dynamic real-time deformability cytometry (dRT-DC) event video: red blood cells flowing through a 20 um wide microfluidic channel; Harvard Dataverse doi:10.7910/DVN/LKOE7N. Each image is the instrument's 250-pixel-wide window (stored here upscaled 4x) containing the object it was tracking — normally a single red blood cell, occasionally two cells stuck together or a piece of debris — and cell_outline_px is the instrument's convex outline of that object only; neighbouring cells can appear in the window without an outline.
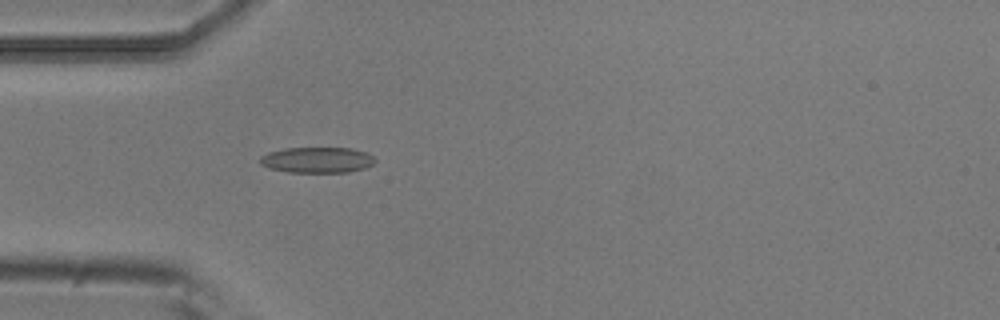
{"species": "common noctule bat (a hibernating species)", "species_latin": "Nyctalus noctula", "temperature_condition": "room temperature", "stored_images_in_passage": 4, "camera_frame_rate_fps": 3000, "um_per_image_px": 0.085, "animal": {"sex": "male", "body_mass_g": 20.5, "forearm_length_mm": 52.5}, "frame": {"image": 1, "passage_image": 4, "time_ms": 1.0, "image_size_px": [1000, 320], "cell_outline_px": [[376, 160], [372, 164], [364, 168], [348, 172], [288, 172], [268, 168], [260, 164], [260, 156], [268, 152], [284, 148], [352, 148], [364, 152], [372, 156]], "centroid_in_image_um": [26.91, 13.59], "position_along_channel_um": 58.1, "area_um2": 17.22}}